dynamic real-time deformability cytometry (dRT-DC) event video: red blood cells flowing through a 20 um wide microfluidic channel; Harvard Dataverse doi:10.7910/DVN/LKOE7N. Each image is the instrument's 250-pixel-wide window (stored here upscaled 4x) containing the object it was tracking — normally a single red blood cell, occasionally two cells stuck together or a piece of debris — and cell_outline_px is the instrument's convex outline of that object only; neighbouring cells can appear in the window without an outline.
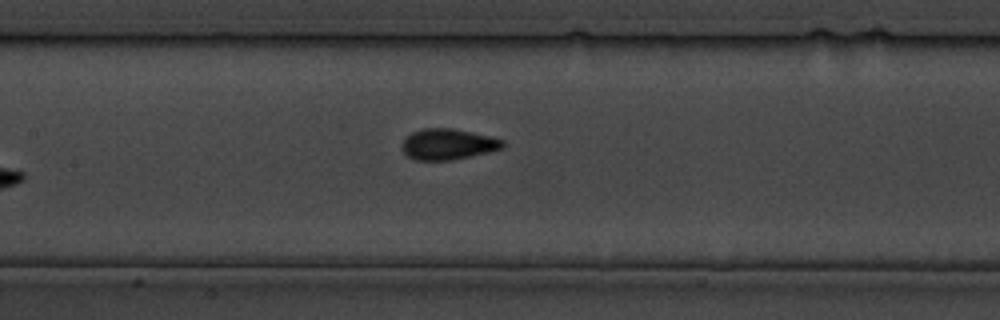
{"species": "common noctule bat (a hibernating species)", "species_latin": "Nyctalus noctula", "temperature_condition": "cold", "stored_images_in_passage": 16, "camera_frame_rate_fps": 3000, "um_per_image_px": 0.085, "animal": {"sex": "male", "body_mass_g": 19.5, "forearm_length_mm": 54.6}, "frame": {"image": 1, "passage_image": 16, "time_ms": 19.0, "image_size_px": [1000, 320], "cell_outline_px": [[504, 148], [488, 152], [452, 160], [416, 160], [408, 156], [404, 152], [404, 140], [412, 132], [424, 128], [452, 128], [492, 136], [504, 140]], "centroid_in_image_um": [38.13, 12.25], "position_along_channel_um": 169.3, "area_um2": 17.98}}